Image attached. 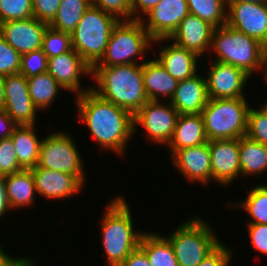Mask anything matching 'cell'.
I'll use <instances>...</instances> for the list:
<instances>
[{"mask_svg": "<svg viewBox=\"0 0 267 266\" xmlns=\"http://www.w3.org/2000/svg\"><path fill=\"white\" fill-rule=\"evenodd\" d=\"M75 99L79 113L77 116L91 132L100 149L124 155L134 135L133 114L101 98L91 89Z\"/></svg>", "mask_w": 267, "mask_h": 266, "instance_id": "6da1fadb", "label": "cell"}, {"mask_svg": "<svg viewBox=\"0 0 267 266\" xmlns=\"http://www.w3.org/2000/svg\"><path fill=\"white\" fill-rule=\"evenodd\" d=\"M142 63L93 66L91 77L96 83L91 90L134 115L149 100L143 84Z\"/></svg>", "mask_w": 267, "mask_h": 266, "instance_id": "7a4b0ae2", "label": "cell"}, {"mask_svg": "<svg viewBox=\"0 0 267 266\" xmlns=\"http://www.w3.org/2000/svg\"><path fill=\"white\" fill-rule=\"evenodd\" d=\"M110 201L103 213L101 242L108 266H120L139 246L144 232L134 229L130 207L123 195H116Z\"/></svg>", "mask_w": 267, "mask_h": 266, "instance_id": "3957f363", "label": "cell"}, {"mask_svg": "<svg viewBox=\"0 0 267 266\" xmlns=\"http://www.w3.org/2000/svg\"><path fill=\"white\" fill-rule=\"evenodd\" d=\"M210 52L216 54L214 61L233 65L250 77L260 70L265 75L267 48L227 24L214 29Z\"/></svg>", "mask_w": 267, "mask_h": 266, "instance_id": "277c9868", "label": "cell"}, {"mask_svg": "<svg viewBox=\"0 0 267 266\" xmlns=\"http://www.w3.org/2000/svg\"><path fill=\"white\" fill-rule=\"evenodd\" d=\"M205 218L188 217L170 234L171 243L179 266H197L221 242Z\"/></svg>", "mask_w": 267, "mask_h": 266, "instance_id": "5b68a950", "label": "cell"}, {"mask_svg": "<svg viewBox=\"0 0 267 266\" xmlns=\"http://www.w3.org/2000/svg\"><path fill=\"white\" fill-rule=\"evenodd\" d=\"M153 45V39L140 20L118 21L112 29L104 56L94 66L136 64L140 58L144 62L146 51Z\"/></svg>", "mask_w": 267, "mask_h": 266, "instance_id": "8992f818", "label": "cell"}, {"mask_svg": "<svg viewBox=\"0 0 267 266\" xmlns=\"http://www.w3.org/2000/svg\"><path fill=\"white\" fill-rule=\"evenodd\" d=\"M247 98L210 99L202 110L209 141L246 136L250 105Z\"/></svg>", "mask_w": 267, "mask_h": 266, "instance_id": "52a82bcc", "label": "cell"}, {"mask_svg": "<svg viewBox=\"0 0 267 266\" xmlns=\"http://www.w3.org/2000/svg\"><path fill=\"white\" fill-rule=\"evenodd\" d=\"M118 20L90 5L71 33L72 48L91 66L104 56L109 37Z\"/></svg>", "mask_w": 267, "mask_h": 266, "instance_id": "ba28073f", "label": "cell"}, {"mask_svg": "<svg viewBox=\"0 0 267 266\" xmlns=\"http://www.w3.org/2000/svg\"><path fill=\"white\" fill-rule=\"evenodd\" d=\"M81 156L71 135L55 131L42 138L38 166L75 175L85 185L87 179Z\"/></svg>", "mask_w": 267, "mask_h": 266, "instance_id": "9c48e42d", "label": "cell"}, {"mask_svg": "<svg viewBox=\"0 0 267 266\" xmlns=\"http://www.w3.org/2000/svg\"><path fill=\"white\" fill-rule=\"evenodd\" d=\"M179 112L169 103L148 100L134 115V134L138 126H142L149 141L159 145L170 142ZM137 129V130H136Z\"/></svg>", "mask_w": 267, "mask_h": 266, "instance_id": "30bf717a", "label": "cell"}, {"mask_svg": "<svg viewBox=\"0 0 267 266\" xmlns=\"http://www.w3.org/2000/svg\"><path fill=\"white\" fill-rule=\"evenodd\" d=\"M226 24L258 40L267 48V3H230L227 6Z\"/></svg>", "mask_w": 267, "mask_h": 266, "instance_id": "8fae6325", "label": "cell"}, {"mask_svg": "<svg viewBox=\"0 0 267 266\" xmlns=\"http://www.w3.org/2000/svg\"><path fill=\"white\" fill-rule=\"evenodd\" d=\"M206 74L207 92L210 99L246 97L243 90L250 76L242 69L218 61H211Z\"/></svg>", "mask_w": 267, "mask_h": 266, "instance_id": "7c38bea8", "label": "cell"}, {"mask_svg": "<svg viewBox=\"0 0 267 266\" xmlns=\"http://www.w3.org/2000/svg\"><path fill=\"white\" fill-rule=\"evenodd\" d=\"M188 14L187 0H160L140 21L153 40L169 38Z\"/></svg>", "mask_w": 267, "mask_h": 266, "instance_id": "4fadbf2b", "label": "cell"}, {"mask_svg": "<svg viewBox=\"0 0 267 266\" xmlns=\"http://www.w3.org/2000/svg\"><path fill=\"white\" fill-rule=\"evenodd\" d=\"M214 29L215 27L208 22L189 13L169 38L155 39L153 44L171 40L176 45L203 57L207 52L211 53Z\"/></svg>", "mask_w": 267, "mask_h": 266, "instance_id": "5bb4252c", "label": "cell"}, {"mask_svg": "<svg viewBox=\"0 0 267 266\" xmlns=\"http://www.w3.org/2000/svg\"><path fill=\"white\" fill-rule=\"evenodd\" d=\"M47 72L64 90L70 91L76 96L91 89V85L85 89L82 88L80 79L84 75L91 76L92 68L74 49L59 56L48 58Z\"/></svg>", "mask_w": 267, "mask_h": 266, "instance_id": "9a60e30c", "label": "cell"}, {"mask_svg": "<svg viewBox=\"0 0 267 266\" xmlns=\"http://www.w3.org/2000/svg\"><path fill=\"white\" fill-rule=\"evenodd\" d=\"M6 113L18 125H35L39 111L29 95L27 78L21 74L4 76Z\"/></svg>", "mask_w": 267, "mask_h": 266, "instance_id": "2e32d148", "label": "cell"}, {"mask_svg": "<svg viewBox=\"0 0 267 266\" xmlns=\"http://www.w3.org/2000/svg\"><path fill=\"white\" fill-rule=\"evenodd\" d=\"M211 157V181L229 186L241 177L239 138L208 141Z\"/></svg>", "mask_w": 267, "mask_h": 266, "instance_id": "e0dca14e", "label": "cell"}, {"mask_svg": "<svg viewBox=\"0 0 267 266\" xmlns=\"http://www.w3.org/2000/svg\"><path fill=\"white\" fill-rule=\"evenodd\" d=\"M48 23L34 17L0 23V35L21 55L42 48Z\"/></svg>", "mask_w": 267, "mask_h": 266, "instance_id": "ac0fdd59", "label": "cell"}, {"mask_svg": "<svg viewBox=\"0 0 267 266\" xmlns=\"http://www.w3.org/2000/svg\"><path fill=\"white\" fill-rule=\"evenodd\" d=\"M173 165L188 182L202 184L211 183V157L208 142L194 147L177 150L171 156Z\"/></svg>", "mask_w": 267, "mask_h": 266, "instance_id": "d6986e66", "label": "cell"}, {"mask_svg": "<svg viewBox=\"0 0 267 266\" xmlns=\"http://www.w3.org/2000/svg\"><path fill=\"white\" fill-rule=\"evenodd\" d=\"M37 194L47 199L65 200L80 193L84 184L72 174L39 167L30 169Z\"/></svg>", "mask_w": 267, "mask_h": 266, "instance_id": "ffe728a7", "label": "cell"}, {"mask_svg": "<svg viewBox=\"0 0 267 266\" xmlns=\"http://www.w3.org/2000/svg\"><path fill=\"white\" fill-rule=\"evenodd\" d=\"M208 100L206 78L198 72L178 82L169 102L179 114H201Z\"/></svg>", "mask_w": 267, "mask_h": 266, "instance_id": "44dd1931", "label": "cell"}, {"mask_svg": "<svg viewBox=\"0 0 267 266\" xmlns=\"http://www.w3.org/2000/svg\"><path fill=\"white\" fill-rule=\"evenodd\" d=\"M159 53L158 58H155L178 81L191 78L199 72L197 62L200 57L174 42L167 43Z\"/></svg>", "mask_w": 267, "mask_h": 266, "instance_id": "7402d4cb", "label": "cell"}, {"mask_svg": "<svg viewBox=\"0 0 267 266\" xmlns=\"http://www.w3.org/2000/svg\"><path fill=\"white\" fill-rule=\"evenodd\" d=\"M208 141L202 114H180L167 146L172 156L177 150L205 144Z\"/></svg>", "mask_w": 267, "mask_h": 266, "instance_id": "603a6c76", "label": "cell"}, {"mask_svg": "<svg viewBox=\"0 0 267 266\" xmlns=\"http://www.w3.org/2000/svg\"><path fill=\"white\" fill-rule=\"evenodd\" d=\"M142 75L149 100L161 101V97H164L170 101L179 81L173 78L156 58L142 63Z\"/></svg>", "mask_w": 267, "mask_h": 266, "instance_id": "cb8c5ba5", "label": "cell"}, {"mask_svg": "<svg viewBox=\"0 0 267 266\" xmlns=\"http://www.w3.org/2000/svg\"><path fill=\"white\" fill-rule=\"evenodd\" d=\"M6 185L7 200L10 210L21 209L34 205L36 186L31 170L2 177ZM33 203V204H32Z\"/></svg>", "mask_w": 267, "mask_h": 266, "instance_id": "d4e9b609", "label": "cell"}, {"mask_svg": "<svg viewBox=\"0 0 267 266\" xmlns=\"http://www.w3.org/2000/svg\"><path fill=\"white\" fill-rule=\"evenodd\" d=\"M35 125H18L11 136L17 154L19 165L24 170H30L38 165L40 144Z\"/></svg>", "mask_w": 267, "mask_h": 266, "instance_id": "484cf974", "label": "cell"}, {"mask_svg": "<svg viewBox=\"0 0 267 266\" xmlns=\"http://www.w3.org/2000/svg\"><path fill=\"white\" fill-rule=\"evenodd\" d=\"M241 177L256 176L266 173L267 146L249 139L239 138ZM247 176V177H246Z\"/></svg>", "mask_w": 267, "mask_h": 266, "instance_id": "4316f807", "label": "cell"}, {"mask_svg": "<svg viewBox=\"0 0 267 266\" xmlns=\"http://www.w3.org/2000/svg\"><path fill=\"white\" fill-rule=\"evenodd\" d=\"M139 246L146 252L151 266H179L170 241L160 233H143Z\"/></svg>", "mask_w": 267, "mask_h": 266, "instance_id": "83f0119b", "label": "cell"}, {"mask_svg": "<svg viewBox=\"0 0 267 266\" xmlns=\"http://www.w3.org/2000/svg\"><path fill=\"white\" fill-rule=\"evenodd\" d=\"M29 95L38 110H49L63 87L48 73L27 78ZM60 90V91H59Z\"/></svg>", "mask_w": 267, "mask_h": 266, "instance_id": "f1b7e54d", "label": "cell"}, {"mask_svg": "<svg viewBox=\"0 0 267 266\" xmlns=\"http://www.w3.org/2000/svg\"><path fill=\"white\" fill-rule=\"evenodd\" d=\"M90 5L89 0H61L56 16L48 25L71 34Z\"/></svg>", "mask_w": 267, "mask_h": 266, "instance_id": "f546056e", "label": "cell"}, {"mask_svg": "<svg viewBox=\"0 0 267 266\" xmlns=\"http://www.w3.org/2000/svg\"><path fill=\"white\" fill-rule=\"evenodd\" d=\"M232 207L240 208L252 218L247 223L267 224V184L258 183L251 187L245 200L232 202Z\"/></svg>", "mask_w": 267, "mask_h": 266, "instance_id": "4dcf8cb0", "label": "cell"}, {"mask_svg": "<svg viewBox=\"0 0 267 266\" xmlns=\"http://www.w3.org/2000/svg\"><path fill=\"white\" fill-rule=\"evenodd\" d=\"M189 13L208 22L215 28L226 25L227 5L225 0H187Z\"/></svg>", "mask_w": 267, "mask_h": 266, "instance_id": "1f68e13d", "label": "cell"}, {"mask_svg": "<svg viewBox=\"0 0 267 266\" xmlns=\"http://www.w3.org/2000/svg\"><path fill=\"white\" fill-rule=\"evenodd\" d=\"M72 49L71 34L47 26L42 43V50L47 58L59 56Z\"/></svg>", "mask_w": 267, "mask_h": 266, "instance_id": "d6a6232c", "label": "cell"}, {"mask_svg": "<svg viewBox=\"0 0 267 266\" xmlns=\"http://www.w3.org/2000/svg\"><path fill=\"white\" fill-rule=\"evenodd\" d=\"M246 136L267 146V109L262 104L259 109L250 107Z\"/></svg>", "mask_w": 267, "mask_h": 266, "instance_id": "836d02e7", "label": "cell"}, {"mask_svg": "<svg viewBox=\"0 0 267 266\" xmlns=\"http://www.w3.org/2000/svg\"><path fill=\"white\" fill-rule=\"evenodd\" d=\"M33 17V0H0V23Z\"/></svg>", "mask_w": 267, "mask_h": 266, "instance_id": "e575fe53", "label": "cell"}, {"mask_svg": "<svg viewBox=\"0 0 267 266\" xmlns=\"http://www.w3.org/2000/svg\"><path fill=\"white\" fill-rule=\"evenodd\" d=\"M48 58L42 48L21 55V67L19 73L26 78L47 72Z\"/></svg>", "mask_w": 267, "mask_h": 266, "instance_id": "d590c367", "label": "cell"}, {"mask_svg": "<svg viewBox=\"0 0 267 266\" xmlns=\"http://www.w3.org/2000/svg\"><path fill=\"white\" fill-rule=\"evenodd\" d=\"M14 143L10 138L0 140V178L22 171Z\"/></svg>", "mask_w": 267, "mask_h": 266, "instance_id": "8d00e7d4", "label": "cell"}, {"mask_svg": "<svg viewBox=\"0 0 267 266\" xmlns=\"http://www.w3.org/2000/svg\"><path fill=\"white\" fill-rule=\"evenodd\" d=\"M21 67V54L0 35V75L17 74Z\"/></svg>", "mask_w": 267, "mask_h": 266, "instance_id": "74e56055", "label": "cell"}, {"mask_svg": "<svg viewBox=\"0 0 267 266\" xmlns=\"http://www.w3.org/2000/svg\"><path fill=\"white\" fill-rule=\"evenodd\" d=\"M91 5L114 16L118 21L133 20L130 0H92Z\"/></svg>", "mask_w": 267, "mask_h": 266, "instance_id": "f35d334b", "label": "cell"}, {"mask_svg": "<svg viewBox=\"0 0 267 266\" xmlns=\"http://www.w3.org/2000/svg\"><path fill=\"white\" fill-rule=\"evenodd\" d=\"M233 250L221 241V243L209 253L197 266H230Z\"/></svg>", "mask_w": 267, "mask_h": 266, "instance_id": "ab89813d", "label": "cell"}, {"mask_svg": "<svg viewBox=\"0 0 267 266\" xmlns=\"http://www.w3.org/2000/svg\"><path fill=\"white\" fill-rule=\"evenodd\" d=\"M61 0H33V17L50 23L56 16Z\"/></svg>", "mask_w": 267, "mask_h": 266, "instance_id": "60d3db41", "label": "cell"}, {"mask_svg": "<svg viewBox=\"0 0 267 266\" xmlns=\"http://www.w3.org/2000/svg\"><path fill=\"white\" fill-rule=\"evenodd\" d=\"M251 246L267 256V224L247 223Z\"/></svg>", "mask_w": 267, "mask_h": 266, "instance_id": "b9f144b4", "label": "cell"}, {"mask_svg": "<svg viewBox=\"0 0 267 266\" xmlns=\"http://www.w3.org/2000/svg\"><path fill=\"white\" fill-rule=\"evenodd\" d=\"M33 257L14 258L6 253L0 245V266H36V261Z\"/></svg>", "mask_w": 267, "mask_h": 266, "instance_id": "7bdbcfd3", "label": "cell"}, {"mask_svg": "<svg viewBox=\"0 0 267 266\" xmlns=\"http://www.w3.org/2000/svg\"><path fill=\"white\" fill-rule=\"evenodd\" d=\"M160 0H130L133 20H140L154 8Z\"/></svg>", "mask_w": 267, "mask_h": 266, "instance_id": "ee69618b", "label": "cell"}, {"mask_svg": "<svg viewBox=\"0 0 267 266\" xmlns=\"http://www.w3.org/2000/svg\"><path fill=\"white\" fill-rule=\"evenodd\" d=\"M120 266H151L146 252L138 246Z\"/></svg>", "mask_w": 267, "mask_h": 266, "instance_id": "f6af8a7d", "label": "cell"}, {"mask_svg": "<svg viewBox=\"0 0 267 266\" xmlns=\"http://www.w3.org/2000/svg\"><path fill=\"white\" fill-rule=\"evenodd\" d=\"M18 124L6 113L0 109V140L10 138Z\"/></svg>", "mask_w": 267, "mask_h": 266, "instance_id": "bcb514c9", "label": "cell"}, {"mask_svg": "<svg viewBox=\"0 0 267 266\" xmlns=\"http://www.w3.org/2000/svg\"><path fill=\"white\" fill-rule=\"evenodd\" d=\"M8 211L11 212L7 200L6 185L3 178H0V220H2L3 216L5 217V215L9 213Z\"/></svg>", "mask_w": 267, "mask_h": 266, "instance_id": "7dc6e473", "label": "cell"}, {"mask_svg": "<svg viewBox=\"0 0 267 266\" xmlns=\"http://www.w3.org/2000/svg\"><path fill=\"white\" fill-rule=\"evenodd\" d=\"M4 106H5L4 76L0 75V109H4Z\"/></svg>", "mask_w": 267, "mask_h": 266, "instance_id": "c3c4849f", "label": "cell"}, {"mask_svg": "<svg viewBox=\"0 0 267 266\" xmlns=\"http://www.w3.org/2000/svg\"><path fill=\"white\" fill-rule=\"evenodd\" d=\"M240 1L251 2V3H267V0H225L227 6L230 3H235Z\"/></svg>", "mask_w": 267, "mask_h": 266, "instance_id": "681fc988", "label": "cell"}, {"mask_svg": "<svg viewBox=\"0 0 267 266\" xmlns=\"http://www.w3.org/2000/svg\"><path fill=\"white\" fill-rule=\"evenodd\" d=\"M266 84H267V60H266V69H265V75L263 76Z\"/></svg>", "mask_w": 267, "mask_h": 266, "instance_id": "f907efd6", "label": "cell"}, {"mask_svg": "<svg viewBox=\"0 0 267 266\" xmlns=\"http://www.w3.org/2000/svg\"><path fill=\"white\" fill-rule=\"evenodd\" d=\"M263 106L267 109V102H265V104H263Z\"/></svg>", "mask_w": 267, "mask_h": 266, "instance_id": "816d5d0a", "label": "cell"}]
</instances>
